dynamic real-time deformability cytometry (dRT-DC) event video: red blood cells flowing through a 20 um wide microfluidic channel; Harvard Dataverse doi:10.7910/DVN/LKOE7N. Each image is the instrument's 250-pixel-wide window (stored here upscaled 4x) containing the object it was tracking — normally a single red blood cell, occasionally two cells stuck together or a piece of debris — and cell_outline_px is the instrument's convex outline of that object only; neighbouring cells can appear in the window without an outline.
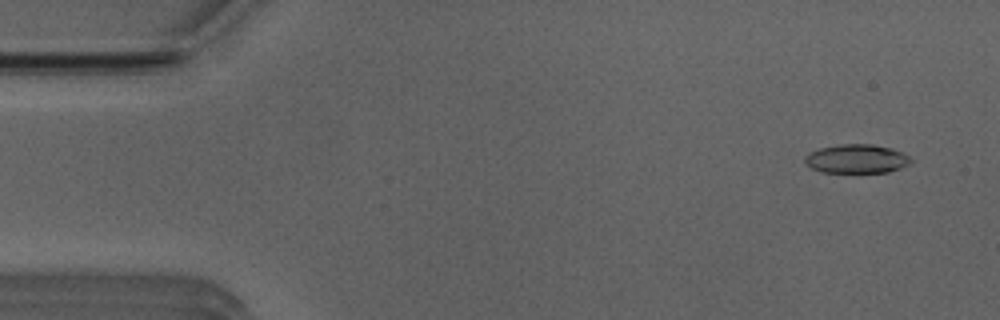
{"species": "Egyptian fruit bat (a non-hibernating species)", "species_latin": "Rousettus aegyptiacus", "temperature_condition": "room temperature", "stored_images_in_passage": 50, "camera_frame_rate_fps": 3000, "um_per_image_px": 0.085, "animal": {"sex": "male"}, "frame": {"image": 1, "passage_image": 2, "time_ms": 0.333, "image_size_px": [1000, 320], "cell_outline_px": [[912, 160], [908, 164], [900, 168], [888, 172], [824, 172], [812, 168], [804, 160], [804, 156], [820, 148], [840, 144], [872, 144], [892, 148], [908, 156]], "centroid_in_image_um": [72.82, 13.49], "position_along_channel_um": 12.2, "area_um2": 17.57}}
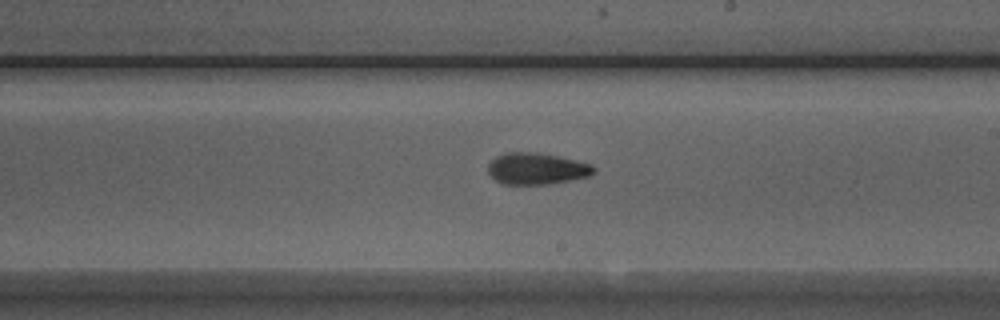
{"frame": {"image": 2, "passage_image": 28, "time_ms": 9.0, "image_size_px": [1000, 320], "cell_outline_px": [[596, 172], [588, 176], [572, 180], [548, 184], [504, 184], [496, 180], [488, 172], [488, 164], [496, 156], [504, 152], [536, 152], [576, 160], [592, 164], [596, 168]], "centroid_in_image_um": [45.63, 14.33], "position_along_channel_um": 243.4, "area_um2": 19.48}}
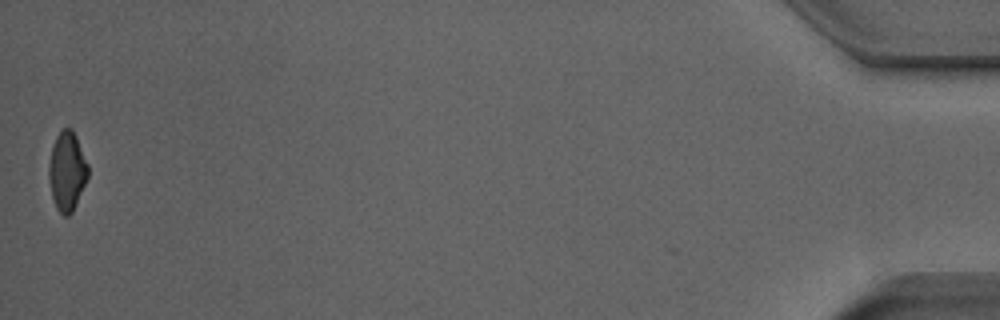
{"frame": {"image": 3, "passage_image": 50, "time_ms": 16.333, "image_size_px": [1000, 320], "cell_outline_px": [[88, 176], [72, 212], [68, 216], [64, 216], [56, 208], [52, 196], [48, 176], [48, 164], [52, 144], [56, 136], [64, 128], [72, 128], [76, 136], [88, 164]], "centroid_in_image_um": [5.68, 14.53], "position_along_channel_um": 429.5, "area_um2": 17.98}, "authors_computed_cell_mechanics": {"area_um2": 18.7561, "velocity_mm_per_s": 3.9548, "shape_relaxation_time_tau1_ms": 9.5949, "shape_relaxation_time_tau2_ms": 3.8035, "deformation_change_tau1": 0.2349, "deformation_change_tau2": 0.1125}}